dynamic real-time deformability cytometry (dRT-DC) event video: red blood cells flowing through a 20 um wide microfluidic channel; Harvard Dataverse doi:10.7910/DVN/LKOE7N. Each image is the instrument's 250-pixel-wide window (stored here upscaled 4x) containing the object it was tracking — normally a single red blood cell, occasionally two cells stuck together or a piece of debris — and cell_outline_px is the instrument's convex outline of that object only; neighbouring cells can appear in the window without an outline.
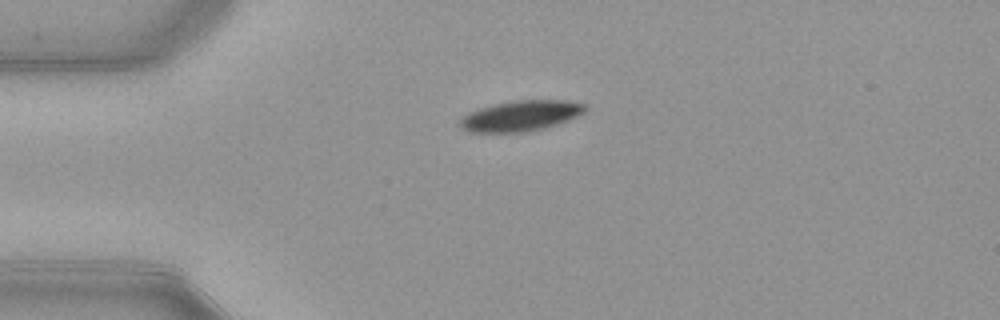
{"species": "common noctule bat (a hibernating species)", "species_latin": "Nyctalus noctula", "temperature_condition": "warm", "stored_images_in_passage": 41, "camera_frame_rate_fps": 3000, "um_per_image_px": 0.085, "animal": {"sex": "female", "body_mass_g": 21.9}, "frame": {"image": 1, "passage_image": 1, "time_ms": 0.0, "image_size_px": [1000, 320], "cell_outline_px": [[584, 112], [568, 120], [544, 128], [520, 132], [468, 132], [460, 128], [460, 120], [468, 112], [492, 104], [512, 100], [568, 100], [584, 104]], "centroid_in_image_um": [44.21, 9.84], "position_along_channel_um": 40.8, "area_um2": 22.14}}
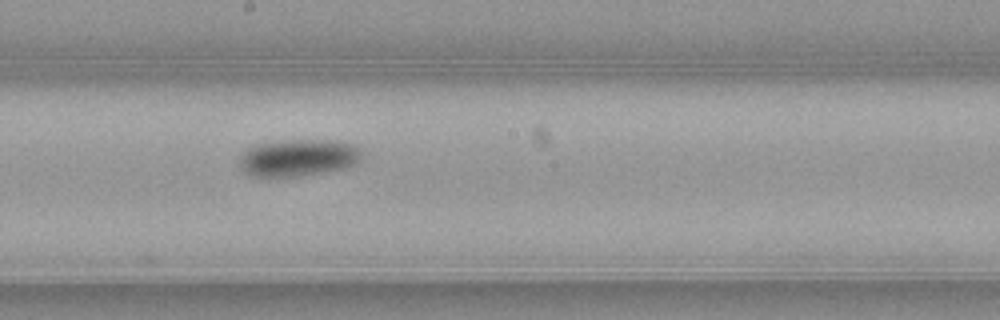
{"frame": {"image": 2, "passage_image": 17, "time_ms": 5.333, "image_size_px": [1000, 320], "cell_outline_px": [[364, 156], [356, 164], [344, 168], [300, 176], [248, 176], [240, 168], [240, 156], [248, 148], [256, 144], [296, 140], [332, 140], [352, 144], [360, 148]], "centroid_in_image_um": [25.37, 13.41], "position_along_channel_um": 222.8, "area_um2": 26.36}}
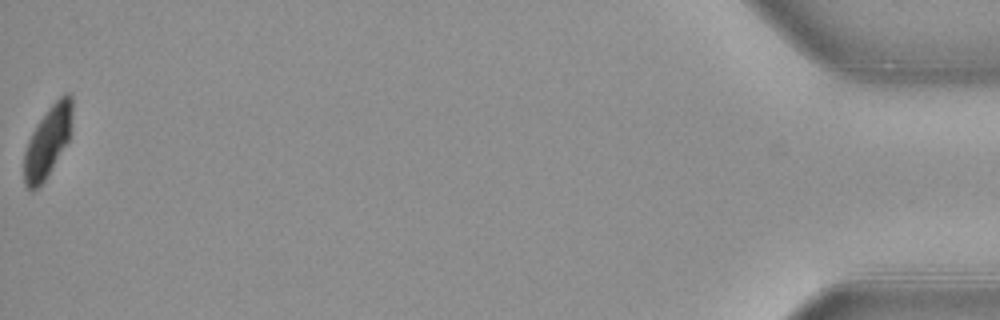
{"frame": {"image": 3, "passage_image": 41, "time_ms": 13.333, "image_size_px": [1000, 320], "cell_outline_px": [[72, 112], [68, 140], [44, 180], [36, 188], [28, 188], [24, 184], [24, 152], [28, 140], [36, 124], [48, 108], [64, 92], [72, 92]], "centroid_in_image_um": [4.04, 11.96], "position_along_channel_um": 431.2, "area_um2": 19.48}, "authors_computed_cell_mechanics": {"area_um2": 23.987, "velocity_mm_per_s": 3.9063, "shape_relaxation_time_tau1_ms": 4.4511, "shape_relaxation_time_tau2_ms": null, "deformation_change_tau1": 0.1098, "deformation_change_tau2": null}}